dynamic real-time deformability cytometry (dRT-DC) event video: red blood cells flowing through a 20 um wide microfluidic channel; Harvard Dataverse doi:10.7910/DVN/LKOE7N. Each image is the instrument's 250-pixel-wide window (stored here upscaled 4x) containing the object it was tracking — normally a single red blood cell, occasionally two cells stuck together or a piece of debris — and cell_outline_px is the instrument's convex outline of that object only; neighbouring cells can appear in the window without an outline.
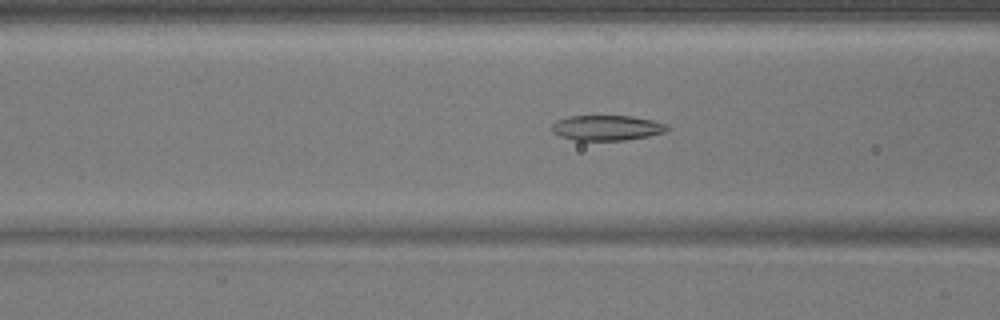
{"species": "common noctule bat (a hibernating species)", "species_latin": "Nyctalus noctula", "temperature_condition": "warm", "stored_images_in_passage": 37, "camera_frame_rate_fps": 3000, "um_per_image_px": 0.085, "animal": {"sex": "male", "body_mass_g": 17.9}, "frame": {"image": 1, "passage_image": 6, "time_ms": 1.667, "image_size_px": [1000, 320], "cell_outline_px": [[668, 132], [648, 136], [624, 140], [576, 140], [560, 136], [552, 132], [552, 124], [556, 120], [568, 116], [632, 116], [652, 120], [668, 124]], "centroid_in_image_um": [51.6, 10.86], "position_along_channel_um": 115.0, "area_um2": 16.99}}
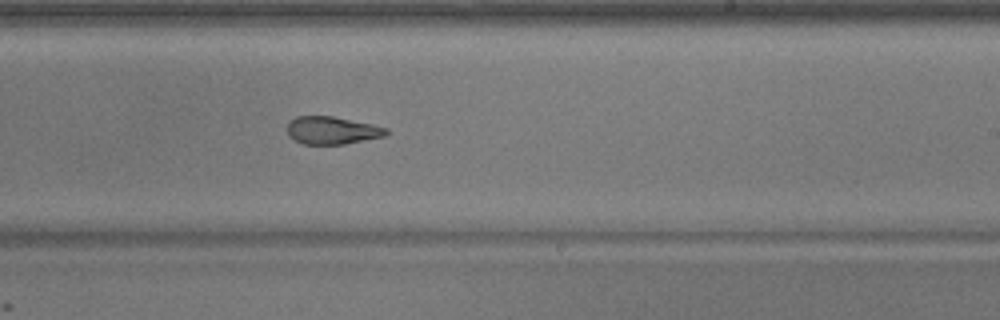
{"frame": {"image": 2, "passage_image": 17, "time_ms": 5.333, "image_size_px": [1000, 320], "cell_outline_px": [[388, 132], [384, 136], [344, 144], [304, 144], [288, 136], [288, 124], [296, 116], [332, 116], [372, 124], [388, 128]], "centroid_in_image_um": [28.23, 11.08], "position_along_channel_um": 260.8, "area_um2": 15.78}}
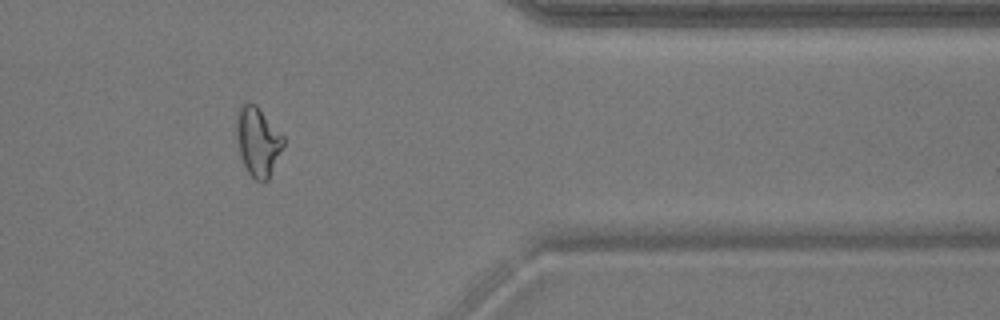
{"frame": {"image": 3, "passage_image": 28, "time_ms": 9.0, "image_size_px": [1000, 320], "cell_outline_px": [[284, 144], [268, 180], [264, 184], [256, 180], [248, 172], [244, 164], [240, 152], [236, 136], [236, 112], [240, 104], [244, 100], [248, 100], [256, 104], [284, 136]], "centroid_in_image_um": [21.9, 11.97], "position_along_channel_um": 389.5, "area_um2": 19.13}}